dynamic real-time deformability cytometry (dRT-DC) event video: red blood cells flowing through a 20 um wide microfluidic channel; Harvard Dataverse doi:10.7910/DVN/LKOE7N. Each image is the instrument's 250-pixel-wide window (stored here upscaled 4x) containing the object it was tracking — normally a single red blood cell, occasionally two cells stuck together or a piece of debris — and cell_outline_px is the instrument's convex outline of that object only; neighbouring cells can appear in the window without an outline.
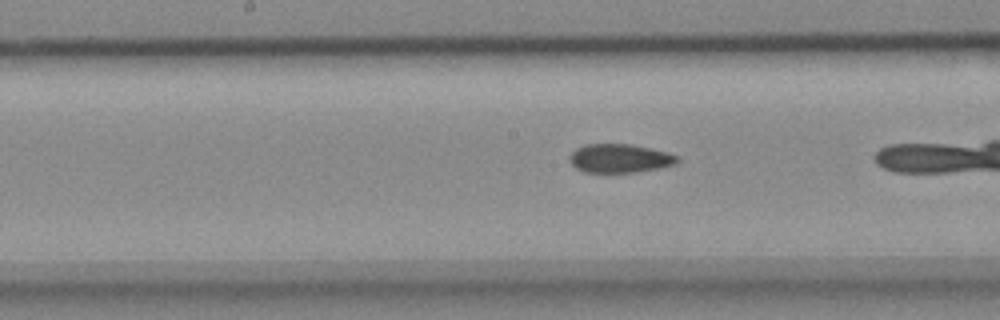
{"species": "common noctule bat (a hibernating species)", "species_latin": "Nyctalus noctula", "temperature_condition": "cold", "stored_images_in_passage": 27, "camera_frame_rate_fps": 3000, "um_per_image_px": 0.085, "animal": {"sex": "female", "body_mass_g": 18.4}, "frame": {"image": 1, "passage_image": 12, "time_ms": 3.667, "image_size_px": [1000, 320], "cell_outline_px": [[680, 160], [676, 164], [660, 168], [636, 172], [584, 172], [576, 168], [568, 160], [568, 156], [576, 148], [584, 144], [632, 144], [668, 152], [680, 156]], "centroid_in_image_um": [52.69, 13.45], "position_along_channel_um": 195.5, "area_um2": 18.26}}
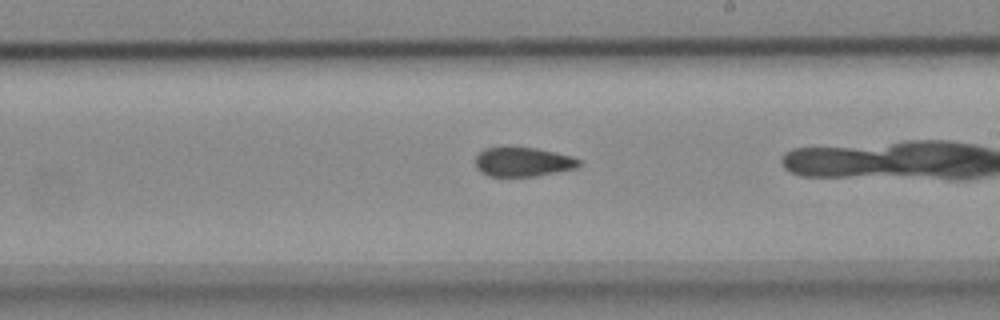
{"frame": {"image": 2, "passage_image": 16, "time_ms": 5.0, "image_size_px": [1000, 320], "cell_outline_px": [[580, 164], [576, 168], [536, 176], [488, 176], [480, 172], [476, 168], [476, 156], [484, 148], [536, 148], [556, 152], [572, 156], [580, 160]], "centroid_in_image_um": [44.45, 13.77], "position_along_channel_um": 244.6, "area_um2": 17.51}}